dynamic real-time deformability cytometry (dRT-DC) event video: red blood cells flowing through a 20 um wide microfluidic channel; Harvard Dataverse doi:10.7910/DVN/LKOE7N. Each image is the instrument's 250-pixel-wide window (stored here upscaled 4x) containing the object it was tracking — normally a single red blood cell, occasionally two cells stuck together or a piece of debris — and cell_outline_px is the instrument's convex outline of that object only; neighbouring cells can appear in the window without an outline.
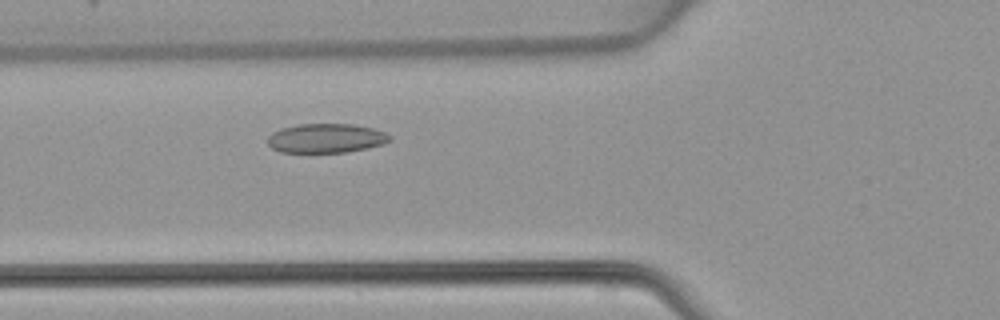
{"species": "common noctule bat (a hibernating species)", "species_latin": "Nyctalus noctula", "temperature_condition": "warm", "stored_images_in_passage": 42, "camera_frame_rate_fps": 3000, "um_per_image_px": 0.085, "animal": {"sex": "female", "body_mass_g": 22.7, "forearm_length_mm": 54.2}, "frame": {"image": 1, "passage_image": 12, "time_ms": 3.667, "image_size_px": [1000, 320], "cell_outline_px": [[392, 140], [384, 144], [368, 148], [344, 152], [280, 152], [272, 148], [268, 144], [268, 136], [272, 132], [280, 128], [296, 124], [352, 124], [372, 128], [384, 132], [392, 136]], "centroid_in_image_um": [27.72, 11.74], "position_along_channel_um": 98.1, "area_um2": 20.92}}
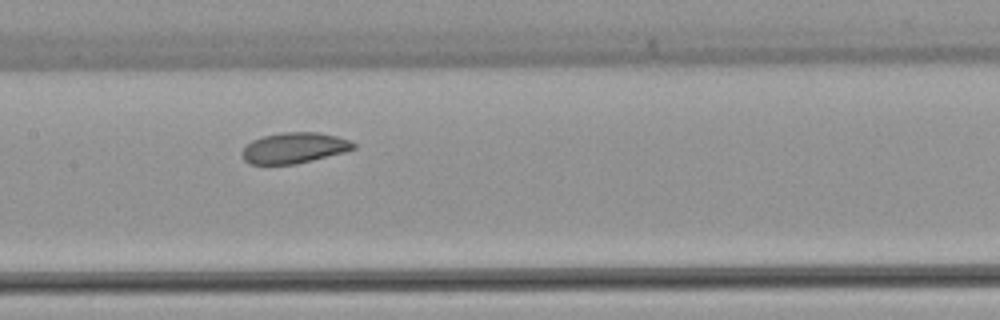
{"frame": {"image": 2, "passage_image": 18, "time_ms": 5.667, "image_size_px": [1000, 320], "cell_outline_px": [[356, 148], [344, 152], [296, 164], [248, 164], [244, 160], [240, 152], [252, 140], [264, 136], [284, 132], [316, 132], [336, 136], [352, 140], [356, 144]], "centroid_in_image_um": [25.01, 12.57], "position_along_channel_um": 182.4, "area_um2": 19.94}}
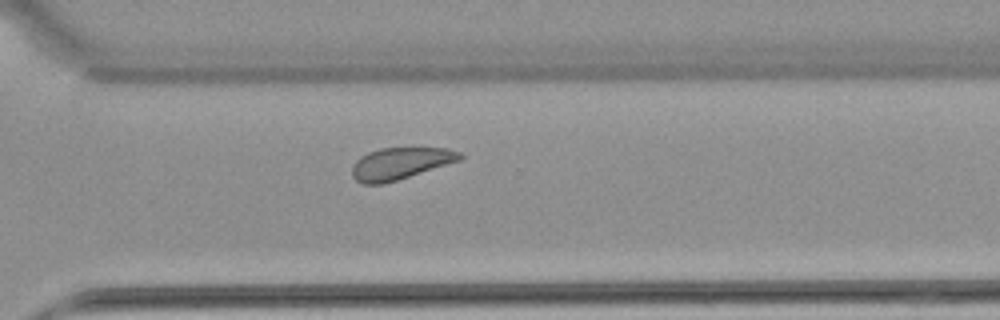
{"frame": {"image": 3, "passage_image": 29, "time_ms": 9.333, "image_size_px": [1000, 320], "cell_outline_px": [[464, 156], [460, 160], [384, 184], [360, 184], [352, 176], [352, 164], [360, 156], [368, 152], [380, 148], [448, 148], [460, 152]], "centroid_in_image_um": [33.98, 13.89], "position_along_channel_um": 336.6, "area_um2": 20.0}}